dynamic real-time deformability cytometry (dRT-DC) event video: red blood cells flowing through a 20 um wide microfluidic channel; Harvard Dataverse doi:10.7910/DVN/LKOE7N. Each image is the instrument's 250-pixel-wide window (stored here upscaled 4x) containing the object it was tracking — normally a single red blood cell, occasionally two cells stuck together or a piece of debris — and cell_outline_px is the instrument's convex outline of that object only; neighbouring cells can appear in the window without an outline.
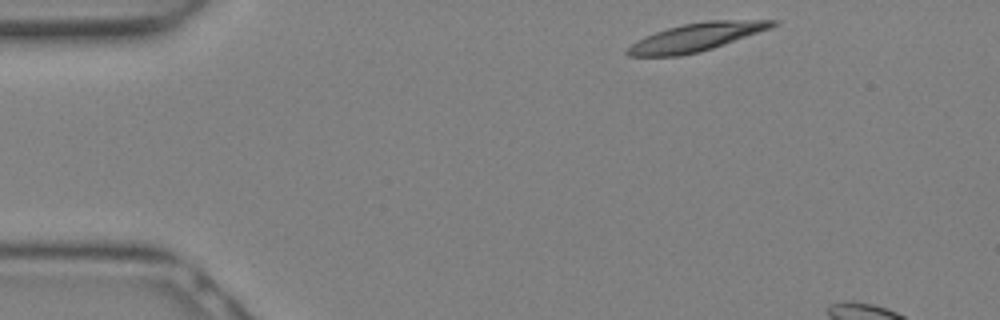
{"species": "Egyptian fruit bat (a non-hibernating species)", "species_latin": "Rousettus aegyptiacus", "temperature_condition": "warm", "stored_images_in_passage": 4, "camera_frame_rate_fps": 3000, "um_per_image_px": 0.085, "animal": {"sex": "female"}, "frame": {"image": 1, "passage_image": 1, "time_ms": 0.0, "image_size_px": [1000, 320], "cell_outline_px": [[776, 24], [772, 28], [700, 52], [680, 56], [628, 56], [624, 52], [632, 44], [644, 36], [668, 28], [684, 24], [708, 20], [776, 20]], "centroid_in_image_um": [59.16, 3.16], "position_along_channel_um": 25.8, "area_um2": 23.52}}